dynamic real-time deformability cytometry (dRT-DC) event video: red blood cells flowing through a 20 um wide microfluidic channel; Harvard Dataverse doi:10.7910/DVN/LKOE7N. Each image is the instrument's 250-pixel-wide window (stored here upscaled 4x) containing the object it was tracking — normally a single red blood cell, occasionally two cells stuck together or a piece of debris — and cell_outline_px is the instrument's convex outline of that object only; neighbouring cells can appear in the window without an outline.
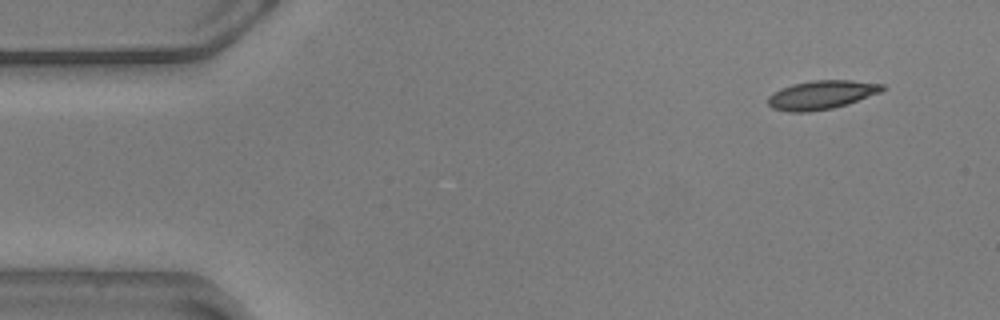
{"species": "common noctule bat (a hibernating species)", "species_latin": "Nyctalus noctula", "temperature_condition": "warm", "stored_images_in_passage": 39, "camera_frame_rate_fps": 3000, "um_per_image_px": 0.085, "animal": {"sex": "male", "body_mass_g": 20.5, "forearm_length_mm": 52.5}, "frame": {"image": 1, "passage_image": 1, "time_ms": 0.0, "image_size_px": [1000, 320], "cell_outline_px": [[884, 88], [880, 92], [848, 104], [832, 108], [808, 112], [788, 112], [772, 108], [768, 104], [768, 96], [772, 92], [780, 88], [792, 84], [812, 80], [852, 80], [884, 84]], "centroid_in_image_um": [69.79, 8.06], "position_along_channel_um": 15.2, "area_um2": 19.25}}